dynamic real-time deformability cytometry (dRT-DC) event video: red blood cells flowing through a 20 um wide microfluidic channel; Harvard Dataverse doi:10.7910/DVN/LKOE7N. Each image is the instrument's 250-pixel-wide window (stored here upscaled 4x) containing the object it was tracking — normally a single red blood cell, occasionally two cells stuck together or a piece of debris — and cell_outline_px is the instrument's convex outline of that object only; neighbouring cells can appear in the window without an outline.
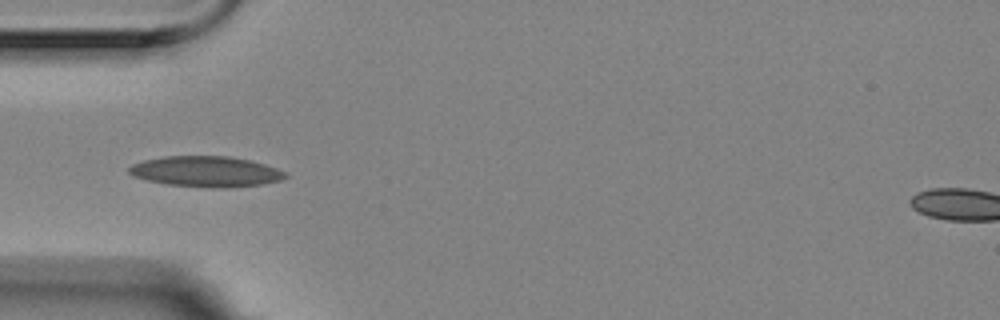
{"species": "Egyptian fruit bat (a non-hibernating species)", "species_latin": "Rousettus aegyptiacus", "temperature_condition": "room temperature", "stored_images_in_passage": 8, "camera_frame_rate_fps": 3000, "um_per_image_px": 0.085, "animal": {"sex": "female"}, "frame": {"image": 1, "passage_image": 2, "time_ms": 0.333, "image_size_px": [1000, 320], "cell_outline_px": [[288, 176], [280, 180], [264, 184], [232, 188], [212, 188], [168, 184], [148, 180], [132, 176], [128, 172], [128, 168], [132, 164], [144, 160], [164, 156], [228, 156], [252, 160], [288, 172]], "centroid_in_image_um": [17.54, 14.58], "position_along_channel_um": 67.5, "area_um2": 28.15}}
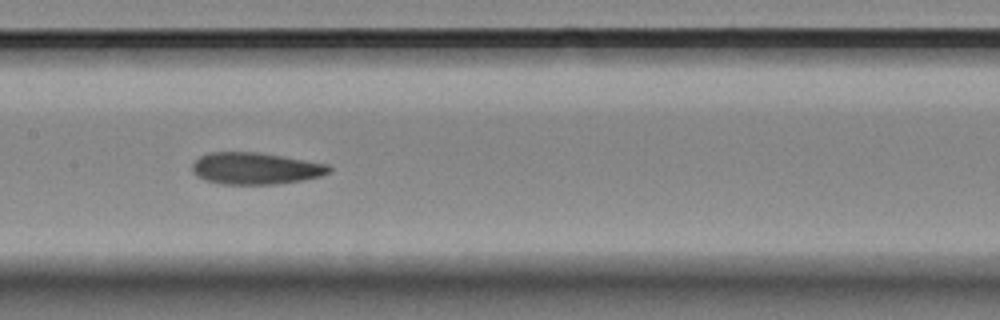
{"frame": {"image": 2, "passage_image": 5, "time_ms": 1.333, "image_size_px": [1000, 320], "cell_outline_px": [[332, 172], [320, 176], [300, 180], [276, 184], [220, 184], [204, 180], [196, 176], [192, 172], [192, 164], [200, 156], [208, 152], [260, 152], [328, 164], [332, 168]], "centroid_in_image_um": [21.69, 14.31], "position_along_channel_um": 185.7, "area_um2": 25.49}}
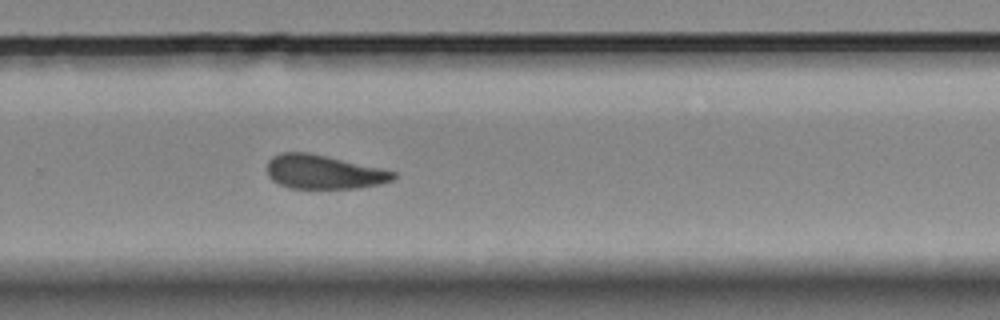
{"frame": {"image": 3, "passage_image": 8, "time_ms": 2.333, "image_size_px": [1000, 320], "cell_outline_px": [[396, 176], [392, 180], [380, 184], [356, 188], [292, 188], [280, 184], [272, 180], [268, 176], [268, 160], [272, 156], [280, 152], [308, 152], [380, 168], [396, 172]], "centroid_in_image_um": [27.49, 14.61], "position_along_channel_um": 302.3, "area_um2": 24.8}}